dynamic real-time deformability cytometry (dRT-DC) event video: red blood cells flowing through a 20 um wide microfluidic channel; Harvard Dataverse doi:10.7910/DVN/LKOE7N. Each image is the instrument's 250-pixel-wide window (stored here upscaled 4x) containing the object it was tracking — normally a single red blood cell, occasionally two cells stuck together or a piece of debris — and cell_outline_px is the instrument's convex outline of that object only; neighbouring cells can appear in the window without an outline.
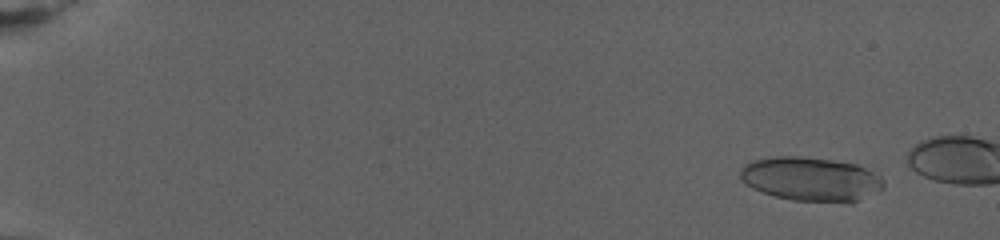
{"species": "human", "species_latin": "Homo sapiens", "temperature_condition": "warm", "stored_images_in_passage": 40, "camera_frame_rate_fps": 3000, "um_per_image_px": 0.085, "donor": {"sex": "female"}, "frame": {"image": 1, "passage_image": 7, "time_ms": 2.0, "image_size_px": [1000, 240], "cell_outline_px": [[884, 188], [852, 204], [792, 200], [776, 196], [752, 188], [740, 176], [740, 168], [744, 164], [752, 160], [772, 156], [800, 156], [832, 160], [856, 164], [880, 176], [884, 180]], "centroid_in_image_um": [68.95, 15.23], "position_along_channel_um": 16.0, "area_um2": 37.05}}
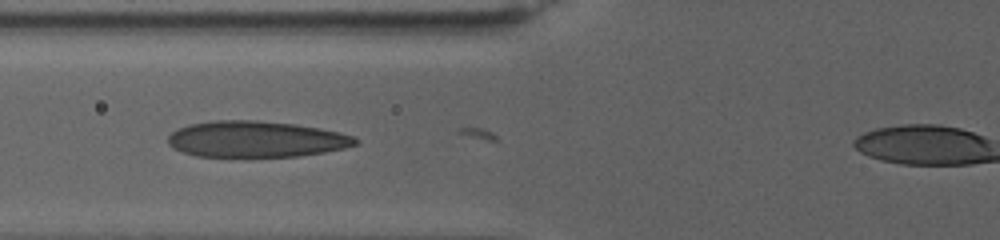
{"frame": {"image": 2, "passage_image": 34, "time_ms": 11.0, "image_size_px": [1000, 240], "cell_outline_px": [[360, 140], [356, 144], [344, 148], [324, 152], [300, 156], [196, 156], [184, 152], [168, 144], [168, 136], [176, 128], [188, 124], [212, 120], [256, 120], [296, 124], [320, 128], [340, 132], [356, 136]], "centroid_in_image_um": [21.78, 11.81], "position_along_channel_um": 104.0, "area_um2": 39.59}}
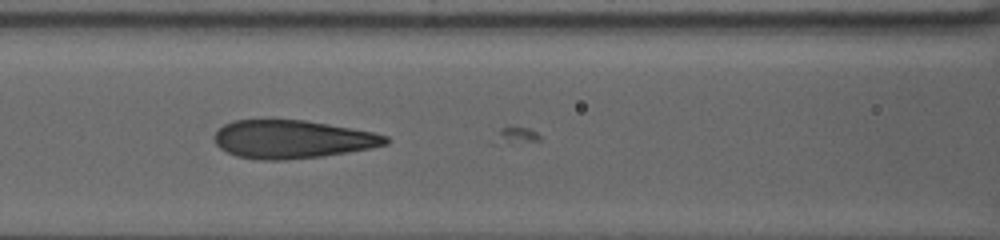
{"frame": {"image": 3, "passage_image": 38, "time_ms": 12.333, "image_size_px": [1000, 240], "cell_outline_px": [[392, 140], [388, 144], [372, 148], [324, 156], [284, 160], [260, 160], [236, 156], [220, 148], [216, 144], [212, 136], [224, 124], [232, 120], [304, 120], [352, 128], [372, 132], [388, 136]], "centroid_in_image_um": [24.86, 11.84], "position_along_channel_um": 141.7, "area_um2": 38.32}}